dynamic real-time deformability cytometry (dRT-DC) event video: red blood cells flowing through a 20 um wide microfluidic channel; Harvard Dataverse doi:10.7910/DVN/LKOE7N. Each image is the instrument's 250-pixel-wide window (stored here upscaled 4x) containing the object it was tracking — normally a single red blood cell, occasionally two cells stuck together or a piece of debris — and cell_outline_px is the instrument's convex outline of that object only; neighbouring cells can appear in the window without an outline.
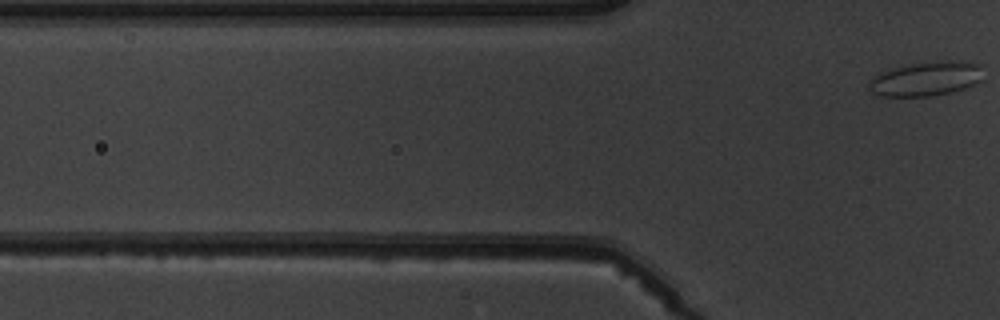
{"species": "common noctule bat (a hibernating species)", "species_latin": "Nyctalus noctula", "temperature_condition": "warm", "stored_images_in_passage": 5, "camera_frame_rate_fps": 3000, "um_per_image_px": 0.085, "animal": {"sex": "male", "body_mass_g": 19.5, "forearm_length_mm": 54.6}, "frame": {"image": 1, "passage_image": 5, "time_ms": 4.667, "image_size_px": [1000, 320], "cell_outline_px": [[980, 80], [964, 88], [948, 92], [928, 96], [880, 96], [872, 92], [868, 88], [868, 84], [880, 72], [892, 68], [912, 64], [940, 60], [968, 60], [980, 64]], "centroid_in_image_um": [78.71, 6.67], "position_along_channel_um": 47.1, "area_um2": 22.6}}